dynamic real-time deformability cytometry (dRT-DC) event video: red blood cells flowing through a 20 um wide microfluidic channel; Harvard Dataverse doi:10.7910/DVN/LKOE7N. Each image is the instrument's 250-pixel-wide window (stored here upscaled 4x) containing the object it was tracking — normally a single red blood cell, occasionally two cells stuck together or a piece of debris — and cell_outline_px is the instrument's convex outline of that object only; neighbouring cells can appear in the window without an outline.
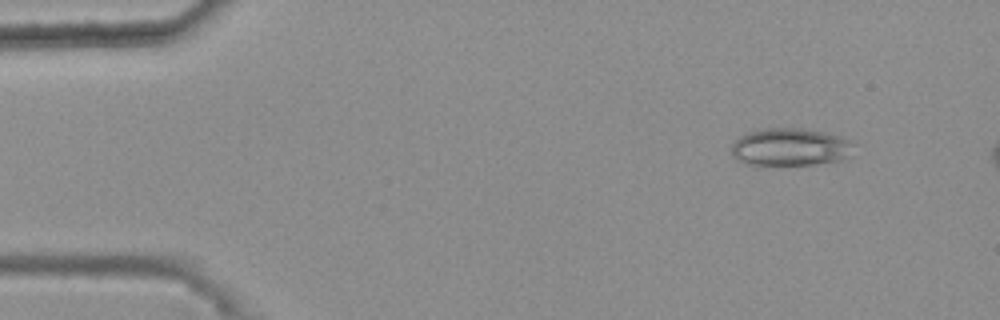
{"species": "common noctule bat (a hibernating species)", "species_latin": "Nyctalus noctula", "temperature_condition": "warm", "stored_images_in_passage": 12, "camera_frame_rate_fps": 3000, "um_per_image_px": 0.085, "animal": {"sex": "female", "body_mass_g": 25.1}, "frame": {"image": 1, "passage_image": 6, "time_ms": 1.667, "image_size_px": [1000, 320], "cell_outline_px": [[856, 156], [844, 160], [812, 164], [764, 168], [748, 164], [736, 160], [732, 156], [732, 140], [748, 132], [760, 128], [800, 128], [824, 132], [848, 140], [852, 144]], "centroid_in_image_um": [67.13, 12.55], "position_along_channel_um": 17.9, "area_um2": 27.98}}